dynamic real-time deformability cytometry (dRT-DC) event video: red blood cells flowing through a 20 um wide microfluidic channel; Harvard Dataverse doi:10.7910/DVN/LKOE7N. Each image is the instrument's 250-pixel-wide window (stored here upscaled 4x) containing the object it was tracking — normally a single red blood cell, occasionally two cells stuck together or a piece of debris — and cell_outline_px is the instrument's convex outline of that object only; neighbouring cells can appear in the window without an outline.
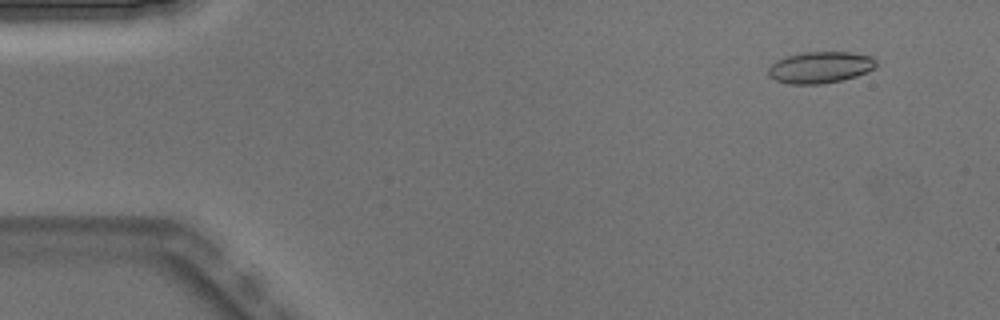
{"species": "Egyptian fruit bat (a non-hibernating species)", "species_latin": "Rousettus aegyptiacus", "temperature_condition": "warm", "stored_images_in_passage": 4, "camera_frame_rate_fps": 3000, "um_per_image_px": 0.085, "animal": {"sex": "male"}, "frame": {"image": 1, "passage_image": 1, "time_ms": 0.0, "image_size_px": [1000, 320], "cell_outline_px": [[876, 68], [868, 72], [856, 76], [840, 80], [820, 84], [788, 84], [776, 80], [768, 76], [768, 68], [776, 60], [788, 56], [804, 52], [852, 52], [872, 56], [876, 60]], "centroid_in_image_um": [69.73, 5.72], "position_along_channel_um": 15.3, "area_um2": 19.88}}